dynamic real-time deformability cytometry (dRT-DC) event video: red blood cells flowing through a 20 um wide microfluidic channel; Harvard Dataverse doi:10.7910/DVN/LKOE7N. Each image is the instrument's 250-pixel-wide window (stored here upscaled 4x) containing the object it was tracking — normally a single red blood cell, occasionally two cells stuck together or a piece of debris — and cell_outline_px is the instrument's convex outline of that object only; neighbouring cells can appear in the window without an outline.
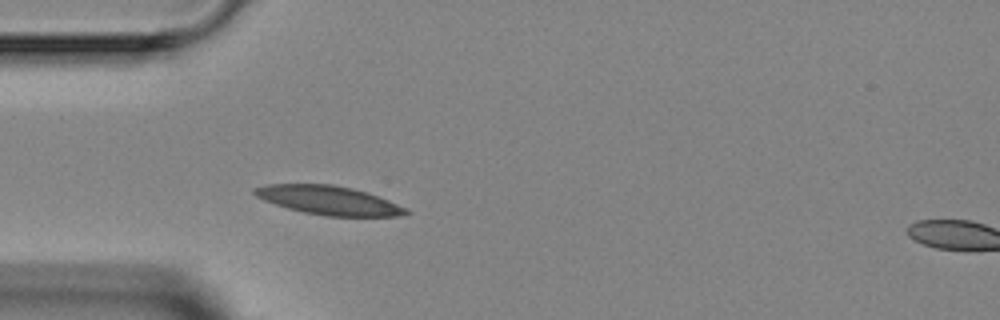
{"species": "Egyptian fruit bat (a non-hibernating species)", "species_latin": "Rousettus aegyptiacus", "temperature_condition": "room temperature", "stored_images_in_passage": 4, "segment_of_instrument_passage": [1, 2], "camera_frame_rate_fps": 3000, "um_per_image_px": 0.085, "animal": {"sex": "female"}, "frame": {"image": 1, "passage_image": 3, "time_ms": 3.333, "image_size_px": [1000, 320], "cell_outline_px": [[412, 212], [400, 216], [324, 216], [304, 212], [288, 208], [264, 200], [256, 196], [252, 192], [252, 188], [268, 184], [332, 184], [352, 188], [368, 192], [408, 208]], "centroid_in_image_um": [27.96, 17.02], "position_along_channel_um": 57.0, "area_um2": 25.49}}